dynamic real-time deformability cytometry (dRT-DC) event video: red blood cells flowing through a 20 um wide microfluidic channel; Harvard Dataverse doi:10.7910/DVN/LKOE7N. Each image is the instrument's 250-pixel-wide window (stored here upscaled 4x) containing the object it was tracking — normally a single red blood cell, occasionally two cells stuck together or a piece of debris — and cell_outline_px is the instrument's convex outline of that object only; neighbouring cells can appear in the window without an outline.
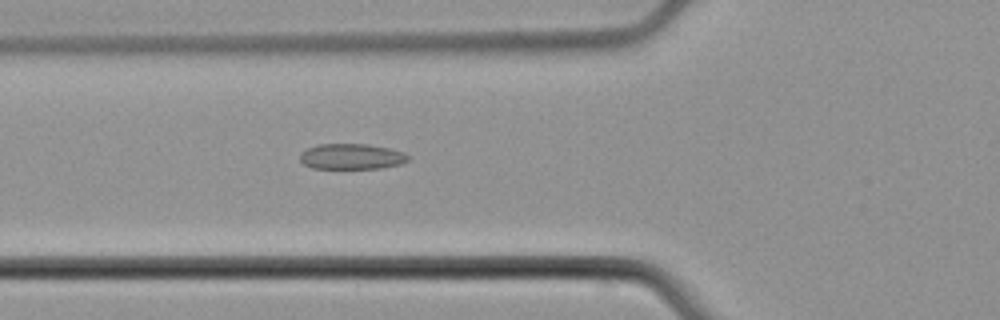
{"species": "common noctule bat (a hibernating species)", "species_latin": "Nyctalus noctula", "temperature_condition": "cold", "stored_images_in_passage": 54, "camera_frame_rate_fps": 3000, "um_per_image_px": 0.085, "animal": {"sex": "male", "body_mass_g": 21.5, "forearm_length_mm": 52.0}, "frame": {"image": 1, "passage_image": 20, "time_ms": 6.333, "image_size_px": [1000, 320], "cell_outline_px": [[408, 160], [400, 164], [380, 168], [312, 168], [304, 164], [300, 160], [300, 152], [316, 144], [368, 144], [388, 148], [404, 152], [408, 156]], "centroid_in_image_um": [29.85, 13.3], "position_along_channel_um": 95.9, "area_um2": 16.07}}
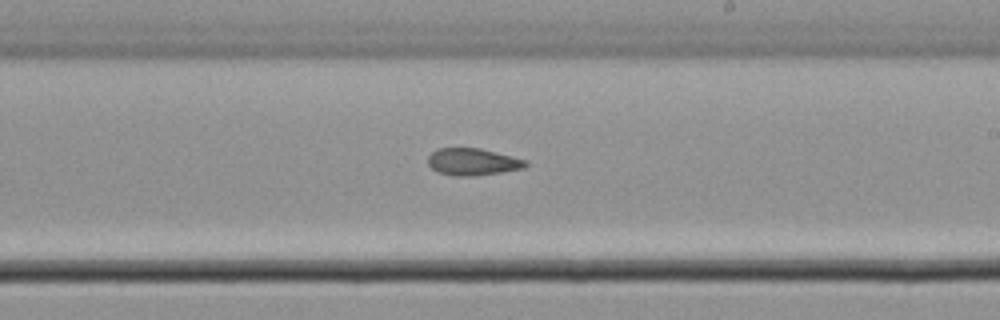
{"frame": {"image": 2, "passage_image": 32, "time_ms": 10.333, "image_size_px": [1000, 320], "cell_outline_px": [[528, 164], [524, 168], [500, 172], [472, 176], [452, 176], [436, 172], [428, 164], [428, 156], [436, 148], [480, 148], [528, 160]], "centroid_in_image_um": [40.16, 13.75], "position_along_channel_um": 248.8, "area_um2": 15.49}}
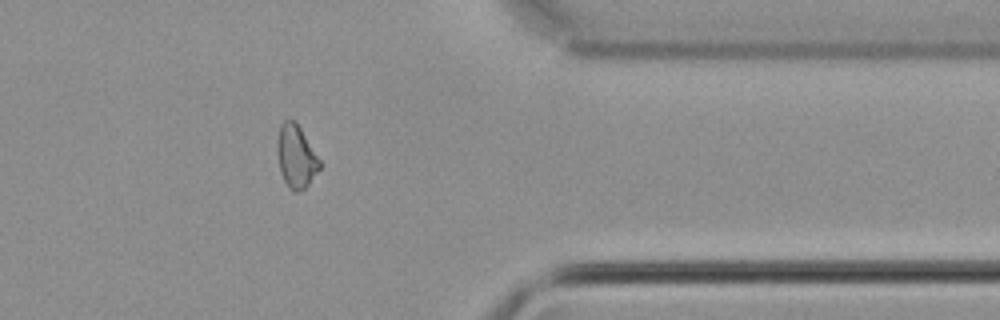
{"frame": {"image": 3, "passage_image": 44, "time_ms": 14.333, "image_size_px": [1000, 320], "cell_outline_px": [[324, 164], [308, 184], [304, 188], [296, 192], [292, 192], [288, 188], [280, 172], [276, 152], [276, 140], [280, 124], [284, 120], [296, 120]], "centroid_in_image_um": [25.17, 13.28], "position_along_channel_um": 386.2, "area_um2": 16.13}, "authors_computed_cell_mechanics": {"area_um2": 16.5019, "velocity_mm_per_s": 3.8198, "shape_relaxation_time_tau1_ms": null, "shape_relaxation_time_tau2_ms": 3.5412, "deformation_change_tau1": null, "deformation_change_tau2": 0.0972}}